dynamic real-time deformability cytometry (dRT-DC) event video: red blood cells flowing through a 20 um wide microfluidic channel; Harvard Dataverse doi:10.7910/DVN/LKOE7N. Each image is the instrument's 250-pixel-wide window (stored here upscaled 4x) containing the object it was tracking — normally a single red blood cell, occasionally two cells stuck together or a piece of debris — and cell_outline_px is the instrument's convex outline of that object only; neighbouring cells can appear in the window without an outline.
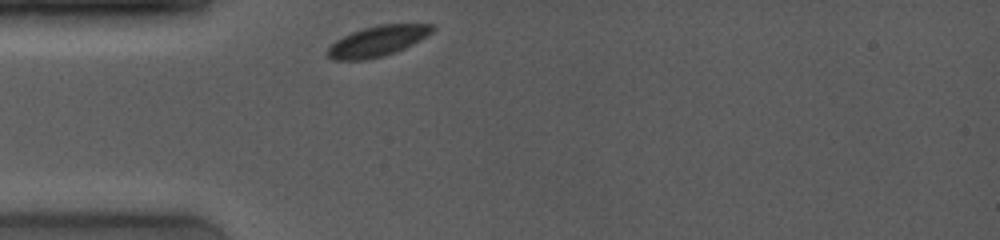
{"species": "common noctule bat (a hibernating species)", "species_latin": "Nyctalus noctula", "temperature_condition": "room temperature", "stored_images_in_passage": 40, "camera_frame_rate_fps": 4000, "um_per_image_px": 0.085, "animal": {"sex": "female", "body_mass_g": 19.0, "forearm_length_mm": 53.3}, "frame": {"image": 1, "passage_image": 1, "time_ms": 0.0, "image_size_px": [1000, 240], "cell_outline_px": [[436, 28], [432, 32], [420, 40], [404, 48], [384, 56], [364, 60], [332, 60], [328, 56], [328, 48], [336, 40], [352, 32], [364, 28], [380, 24], [432, 24]], "centroid_in_image_um": [32.1, 3.49], "position_along_channel_um": 52.9, "area_um2": 18.44}}
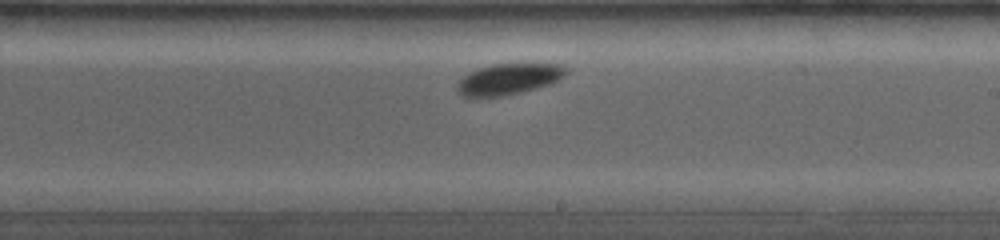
{"frame": {"image": 2, "passage_image": 22, "time_ms": 5.25, "image_size_px": [1000, 240], "cell_outline_px": [[568, 72], [564, 76], [552, 84], [504, 96], [460, 96], [456, 92], [456, 84], [468, 72], [476, 68], [492, 64], [560, 64]], "centroid_in_image_um": [43.2, 6.72], "position_along_channel_um": 245.8, "area_um2": 19.71}}
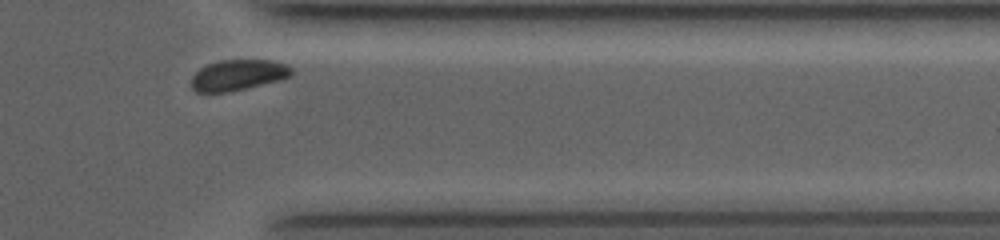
{"frame": {"image": 3, "passage_image": 37, "time_ms": 9.0, "image_size_px": [1000, 240], "cell_outline_px": [[292, 76], [280, 80], [228, 92], [196, 92], [192, 88], [192, 76], [200, 68], [208, 64], [220, 60], [268, 60], [284, 64], [292, 68]], "centroid_in_image_um": [20.23, 6.38], "position_along_channel_um": 391.2, "area_um2": 17.8}, "authors_computed_cell_mechanics": {"area_um2": 19.3919, "velocity_mm_per_s": 3.8433, "shape_relaxation_time_tau1_ms": 4.2609, "shape_relaxation_time_tau2_ms": null, "deformation_change_tau1": 0.1349, "deformation_change_tau2": null}}